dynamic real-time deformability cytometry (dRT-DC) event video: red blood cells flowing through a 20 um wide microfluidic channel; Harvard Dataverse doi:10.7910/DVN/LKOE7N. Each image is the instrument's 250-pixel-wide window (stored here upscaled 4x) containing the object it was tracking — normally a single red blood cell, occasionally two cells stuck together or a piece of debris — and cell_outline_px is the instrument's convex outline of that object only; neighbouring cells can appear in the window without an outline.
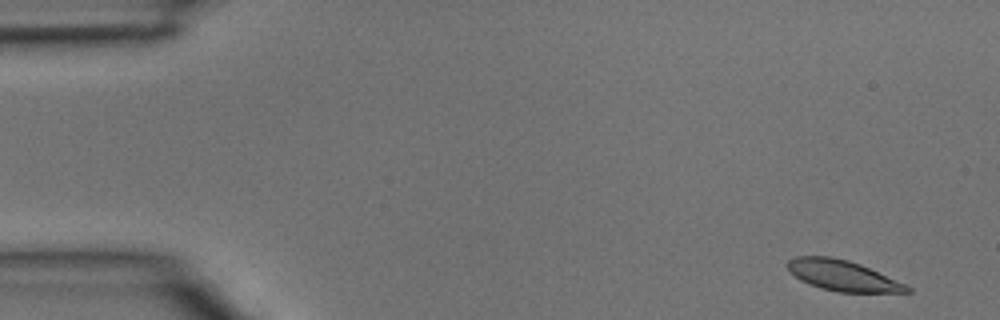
{"species": "common noctule bat (a hibernating species)", "species_latin": "Nyctalus noctula", "temperature_condition": "room temperature", "stored_images_in_passage": 4, "camera_frame_rate_fps": 3000, "um_per_image_px": 0.085, "animal": {"sex": "male", "body_mass_g": 15.6}, "frame": {"image": 1, "passage_image": 1, "time_ms": 0.0, "image_size_px": [1000, 320], "cell_outline_px": [[912, 292], [840, 292], [820, 288], [800, 280], [784, 264], [788, 260], [796, 256], [832, 256], [848, 260], [860, 264], [908, 284], [912, 288]], "centroid_in_image_um": [71.65, 23.41], "position_along_channel_um": 13.3, "area_um2": 21.39}}
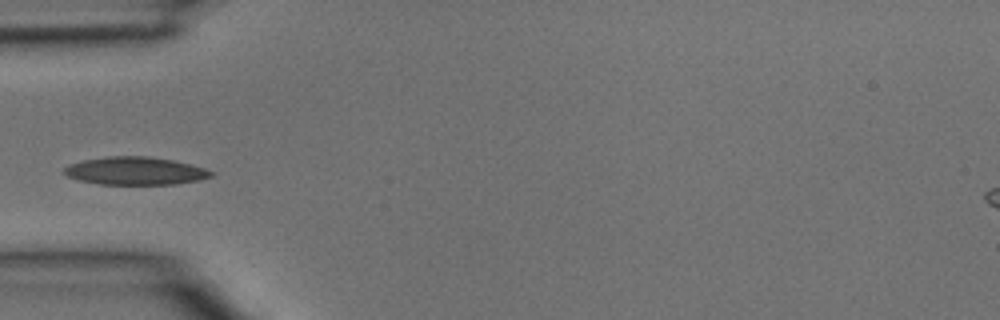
{"frame": {"image": 2, "passage_image": 4, "time_ms": 1.0, "image_size_px": [1000, 320], "cell_outline_px": [[216, 172], [212, 176], [200, 180], [176, 184], [100, 184], [80, 180], [68, 176], [64, 172], [64, 168], [68, 164], [84, 160], [108, 156], [148, 156], [172, 160], [204, 168]], "centroid_in_image_um": [11.52, 14.52], "position_along_channel_um": 73.5, "area_um2": 23.76}}